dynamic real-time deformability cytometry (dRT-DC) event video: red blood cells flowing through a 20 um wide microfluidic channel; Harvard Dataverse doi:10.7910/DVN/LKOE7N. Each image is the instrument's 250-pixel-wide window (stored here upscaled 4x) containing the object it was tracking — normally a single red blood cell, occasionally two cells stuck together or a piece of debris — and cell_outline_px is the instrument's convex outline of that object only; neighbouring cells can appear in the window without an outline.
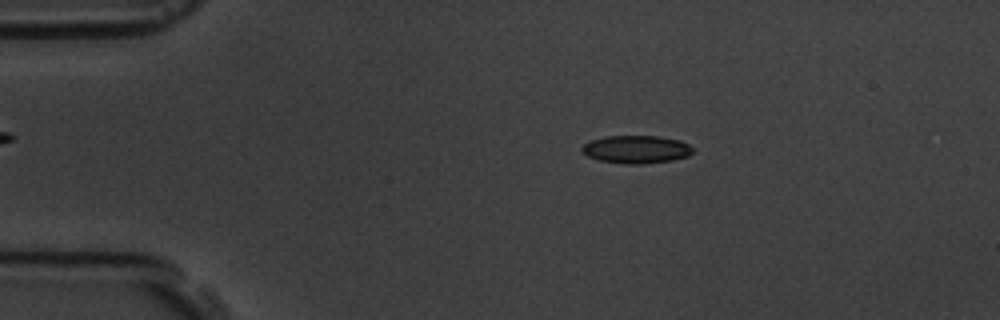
{"species": "common noctule bat (a hibernating species)", "species_latin": "Nyctalus noctula", "temperature_condition": "room temperature", "stored_images_in_passage": 55, "camera_frame_rate_fps": 3000, "um_per_image_px": 0.085, "animal": {"sex": "male", "body_mass_g": 19.5, "forearm_length_mm": 54.6}, "frame": {"image": 1, "passage_image": 11, "time_ms": 3.333, "image_size_px": [1000, 320], "cell_outline_px": [[692, 152], [688, 156], [672, 160], [640, 164], [624, 164], [596, 160], [588, 156], [580, 148], [584, 144], [592, 140], [604, 136], [660, 136], [680, 140], [688, 144], [692, 148]], "centroid_in_image_um": [54.07, 12.69], "position_along_channel_um": 30.9, "area_um2": 18.03}}
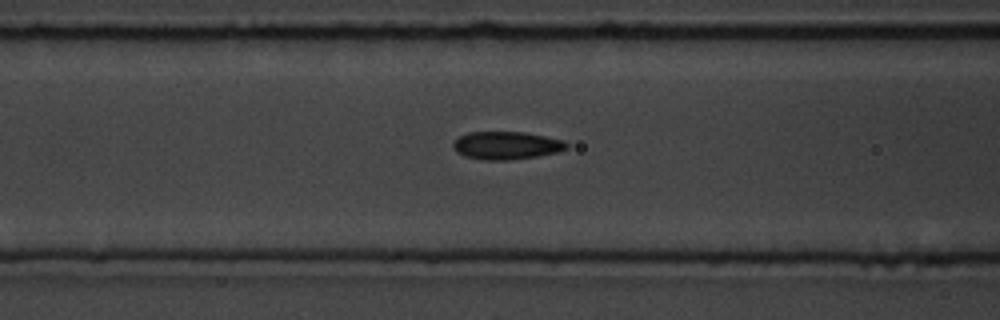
{"frame": {"image": 2, "passage_image": 23, "time_ms": 7.333, "image_size_px": [1000, 320], "cell_outline_px": [[568, 148], [556, 152], [536, 156], [508, 160], [484, 160], [464, 156], [456, 152], [452, 148], [452, 144], [460, 136], [468, 132], [524, 132], [564, 140], [568, 144]], "centroid_in_image_um": [43.02, 12.36], "position_along_channel_um": 123.6, "area_um2": 18.38}}
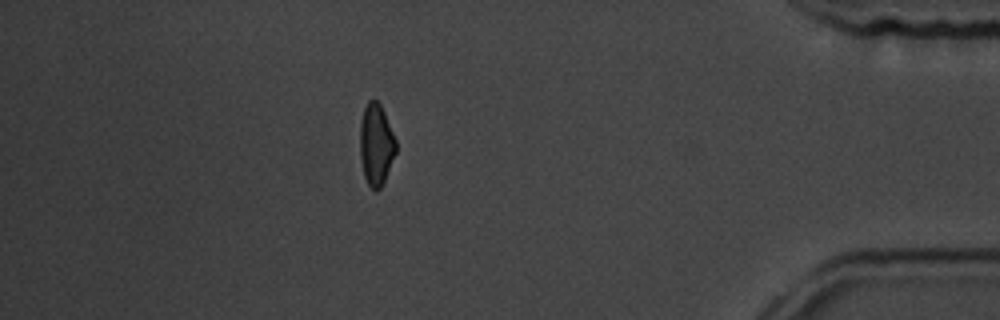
{"frame": {"image": 3, "passage_image": 50, "time_ms": 16.333, "image_size_px": [1000, 320], "cell_outline_px": [[396, 152], [384, 180], [380, 188], [376, 192], [368, 184], [364, 176], [360, 156], [360, 120], [364, 108], [368, 100], [376, 100], [380, 104], [384, 112], [396, 140]], "centroid_in_image_um": [31.96, 12.27], "position_along_channel_um": 403.2, "area_um2": 16.99}, "authors_computed_cell_mechanics": {"area_um2": 17.8602, "velocity_mm_per_s": 3.5997, "shape_relaxation_time_tau1_ms": 7.3149, "shape_relaxation_time_tau2_ms": 2.563, "deformation_change_tau1": 0.1461, "deformation_change_tau2": 0.0973}}